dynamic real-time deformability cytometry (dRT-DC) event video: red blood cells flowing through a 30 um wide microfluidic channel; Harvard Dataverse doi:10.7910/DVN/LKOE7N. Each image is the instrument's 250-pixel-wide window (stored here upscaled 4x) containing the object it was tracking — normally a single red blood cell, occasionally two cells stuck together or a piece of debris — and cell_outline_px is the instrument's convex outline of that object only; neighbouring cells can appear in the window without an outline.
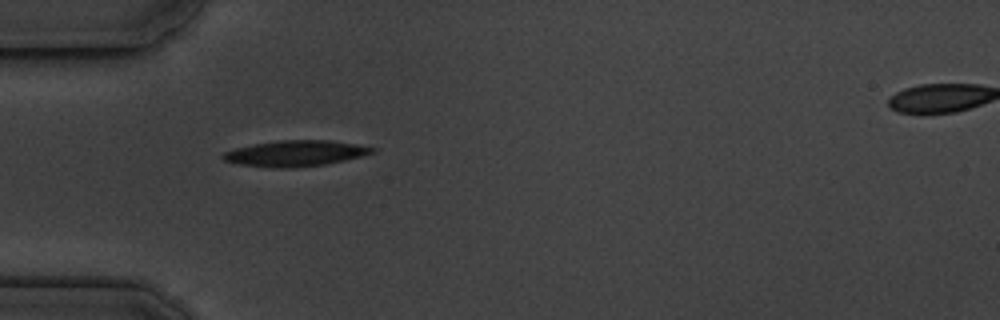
{"species": "common noctule bat (a hibernating species)", "species_latin": "Nyctalus noctula", "temperature_condition": "cold", "stored_images_in_passage": 2, "camera_frame_rate_fps": 3000, "um_per_image_px": 0.085, "animal": {"sex": "male", "body_mass_g": 19.5, "forearm_length_mm": 54.6}, "frame": {"image": 1, "passage_image": 1, "time_ms": 0.0, "image_size_px": [1000, 320], "cell_outline_px": [[376, 152], [344, 160], [324, 164], [296, 168], [272, 168], [240, 164], [224, 160], [220, 156], [224, 152], [236, 148], [256, 144], [280, 140], [328, 140], [356, 144], [376, 148]], "centroid_in_image_um": [25.11, 13.04], "position_along_channel_um": 59.9, "area_um2": 22.31}}